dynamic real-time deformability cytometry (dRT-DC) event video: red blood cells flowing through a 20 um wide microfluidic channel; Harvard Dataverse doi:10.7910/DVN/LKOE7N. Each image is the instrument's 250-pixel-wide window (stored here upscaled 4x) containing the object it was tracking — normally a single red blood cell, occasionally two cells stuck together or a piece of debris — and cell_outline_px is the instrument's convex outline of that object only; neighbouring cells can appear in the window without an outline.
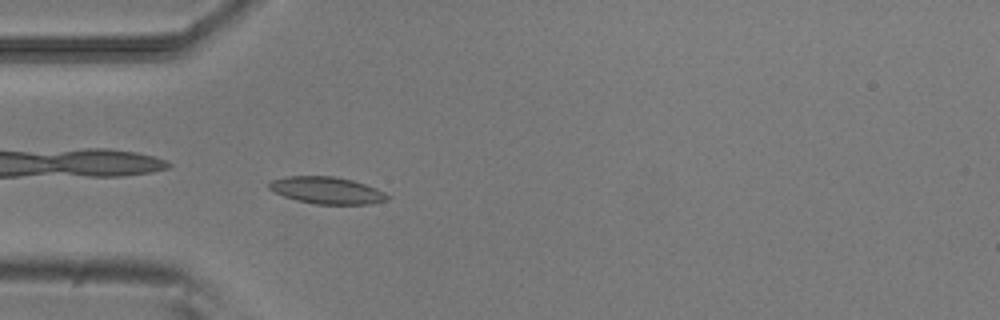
{"species": "common noctule bat (a hibernating species)", "species_latin": "Nyctalus noctula", "temperature_condition": "room temperature", "stored_images_in_passage": 52, "camera_frame_rate_fps": 3000, "um_per_image_px": 0.085, "animal": {"sex": "male", "body_mass_g": 20.5, "forearm_length_mm": 52.5}, "frame": {"image": 1, "passage_image": 15, "time_ms": 4.667, "image_size_px": [1000, 320], "cell_outline_px": [[392, 196], [388, 200], [368, 204], [316, 204], [296, 200], [284, 196], [268, 188], [268, 184], [272, 180], [284, 176], [332, 176], [352, 180], [376, 188]], "centroid_in_image_um": [27.79, 16.18], "position_along_channel_um": 57.2, "area_um2": 18.55}}
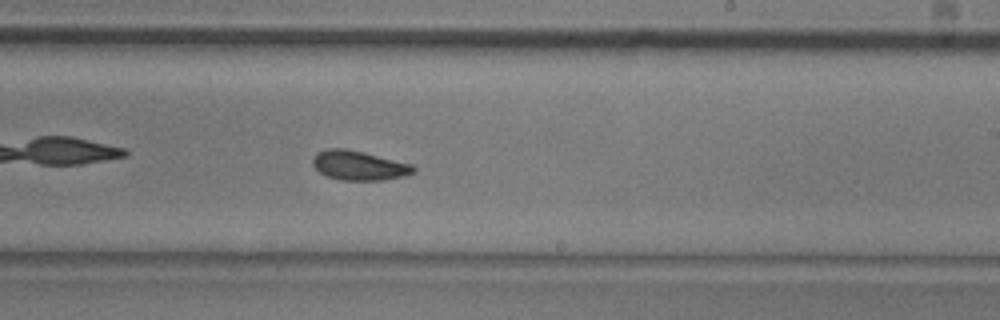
{"frame": {"image": 2, "passage_image": 31, "time_ms": 10.0, "image_size_px": [1000, 320], "cell_outline_px": [[416, 172], [404, 176], [384, 180], [340, 180], [328, 176], [320, 172], [312, 164], [312, 160], [316, 152], [328, 148], [344, 148], [364, 152], [412, 164], [416, 168]], "centroid_in_image_um": [30.52, 14.06], "position_along_channel_um": 258.5, "area_um2": 17.34}}
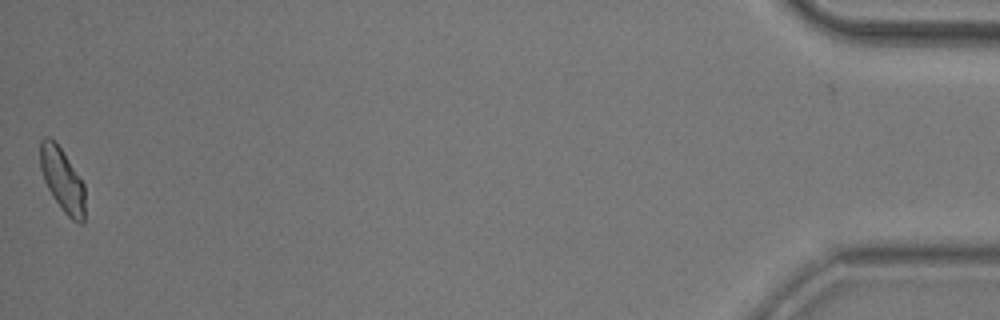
{"frame": {"image": 3, "passage_image": 52, "time_ms": 17.0, "image_size_px": [1000, 320], "cell_outline_px": [[84, 224], [80, 224], [72, 220], [64, 212], [52, 196], [44, 180], [40, 168], [40, 140], [44, 136], [48, 136], [60, 148], [84, 184]], "centroid_in_image_um": [5.29, 15.31], "position_along_channel_um": 429.9, "area_um2": 16.36}, "authors_computed_cell_mechanics": {"area_um2": 17.2533, "velocity_mm_per_s": 3.8251, "shape_relaxation_time_tau1_ms": 3.2885, "shape_relaxation_time_tau2_ms": 2.2602, "deformation_change_tau1": 0.1094, "deformation_change_tau2": 0.0697}}